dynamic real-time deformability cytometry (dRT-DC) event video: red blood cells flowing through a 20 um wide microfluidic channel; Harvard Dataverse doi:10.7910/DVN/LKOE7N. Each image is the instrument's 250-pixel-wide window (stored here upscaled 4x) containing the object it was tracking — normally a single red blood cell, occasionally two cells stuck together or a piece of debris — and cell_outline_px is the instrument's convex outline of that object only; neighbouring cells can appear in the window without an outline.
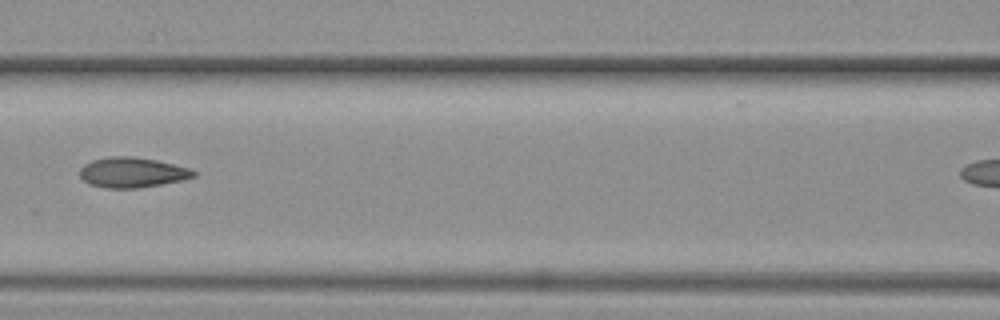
{"species": "common noctule bat (a hibernating species)", "species_latin": "Nyctalus noctula", "temperature_condition": "warm", "stored_images_in_passage": 13, "camera_frame_rate_fps": 3000, "um_per_image_px": 0.085, "animal": {"sex": "female", "body_mass_g": 19.3, "forearm_length_mm": 54.1}, "frame": {"image": 1, "passage_image": 4, "time_ms": 1.0, "image_size_px": [1000, 320], "cell_outline_px": [[196, 176], [180, 180], [160, 184], [136, 188], [104, 188], [88, 184], [80, 176], [80, 168], [84, 164], [92, 160], [108, 156], [132, 156], [156, 160], [188, 168], [196, 172]], "centroid_in_image_um": [11.18, 14.65], "position_along_channel_um": 155.4, "area_um2": 19.88}}
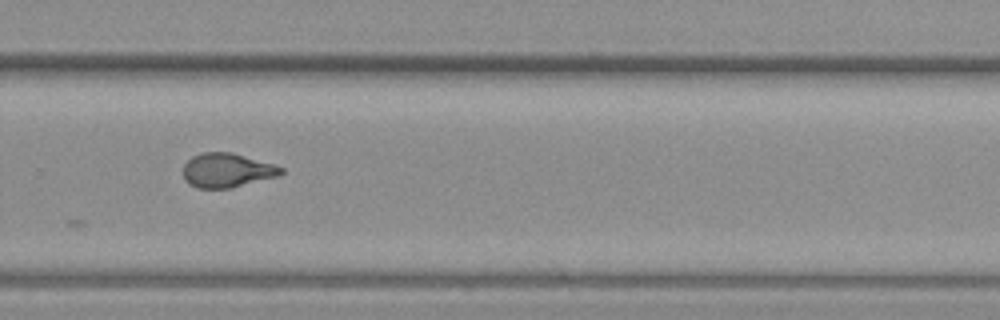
{"frame": {"image": 2, "passage_image": 9, "time_ms": 2.667, "image_size_px": [1000, 320], "cell_outline_px": [[284, 172], [276, 176], [228, 188], [196, 188], [188, 184], [184, 180], [184, 164], [192, 156], [204, 152], [232, 152], [272, 164], [284, 168]], "centroid_in_image_um": [19.24, 14.47], "position_along_channel_um": 310.6, "area_um2": 19.25}}
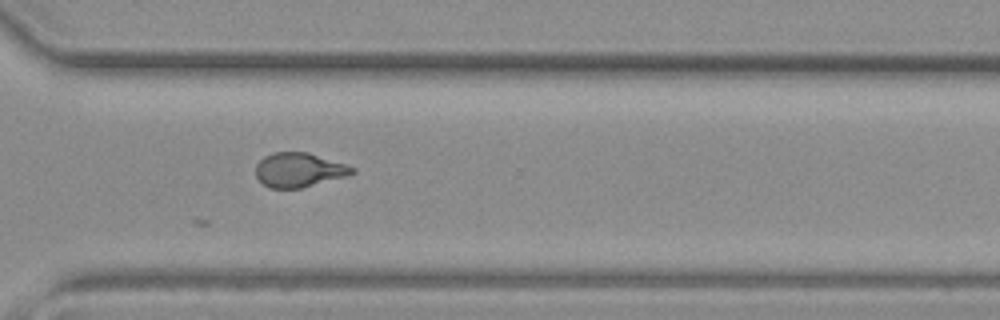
{"frame": {"image": 3, "passage_image": 10, "time_ms": 3.0, "image_size_px": [1000, 320], "cell_outline_px": [[356, 172], [348, 176], [300, 188], [268, 188], [256, 176], [256, 164], [264, 156], [272, 152], [308, 152], [356, 168]], "centroid_in_image_um": [25.41, 14.44], "position_along_channel_um": 345.2, "area_um2": 19.25}}